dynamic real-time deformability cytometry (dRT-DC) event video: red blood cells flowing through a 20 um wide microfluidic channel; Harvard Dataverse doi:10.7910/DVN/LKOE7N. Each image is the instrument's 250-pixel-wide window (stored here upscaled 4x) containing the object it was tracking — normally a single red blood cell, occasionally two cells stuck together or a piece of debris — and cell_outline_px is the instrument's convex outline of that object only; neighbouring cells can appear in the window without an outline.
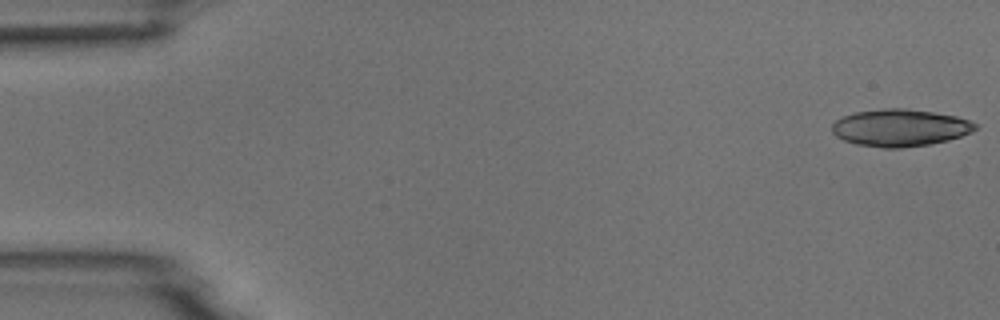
{"species": "common noctule bat (a hibernating species)", "species_latin": "Nyctalus noctula", "temperature_condition": "room temperature", "stored_images_in_passage": 2, "camera_frame_rate_fps": 3000, "um_per_image_px": 0.085, "animal": {"sex": "male", "body_mass_g": 18.8}, "frame": {"image": 1, "passage_image": 2, "time_ms": 2.0, "image_size_px": [1000, 320], "cell_outline_px": [[976, 128], [972, 132], [948, 140], [928, 144], [900, 148], [884, 148], [856, 144], [844, 140], [836, 136], [832, 132], [832, 124], [836, 120], [844, 116], [856, 112], [884, 108], [904, 108], [932, 112], [956, 116], [968, 120], [976, 124]], "centroid_in_image_um": [76.48, 10.86], "position_along_channel_um": 8.5, "area_um2": 30.81}}